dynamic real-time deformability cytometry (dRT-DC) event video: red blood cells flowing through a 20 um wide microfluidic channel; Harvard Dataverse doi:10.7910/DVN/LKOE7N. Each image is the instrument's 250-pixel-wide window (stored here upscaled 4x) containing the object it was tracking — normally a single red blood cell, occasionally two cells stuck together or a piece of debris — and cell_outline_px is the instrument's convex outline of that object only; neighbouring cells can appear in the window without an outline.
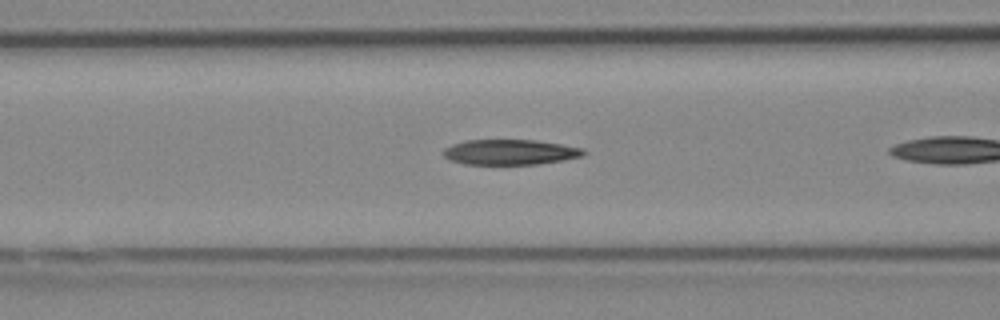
{"species": "Egyptian fruit bat (a non-hibernating species)", "species_latin": "Rousettus aegyptiacus", "temperature_condition": "cold", "stored_images_in_passage": 10, "camera_frame_rate_fps": 3000, "um_per_image_px": 0.085, "animal": {"sex": "female"}, "frame": {"image": 1, "passage_image": 6, "time_ms": 1.667, "image_size_px": [1000, 320], "cell_outline_px": [[588, 152], [584, 156], [564, 160], [536, 164], [464, 164], [452, 160], [444, 156], [440, 152], [444, 148], [452, 144], [464, 140], [536, 140], [584, 148]], "centroid_in_image_um": [43.37, 12.92], "position_along_channel_um": 123.2, "area_um2": 20.81}}
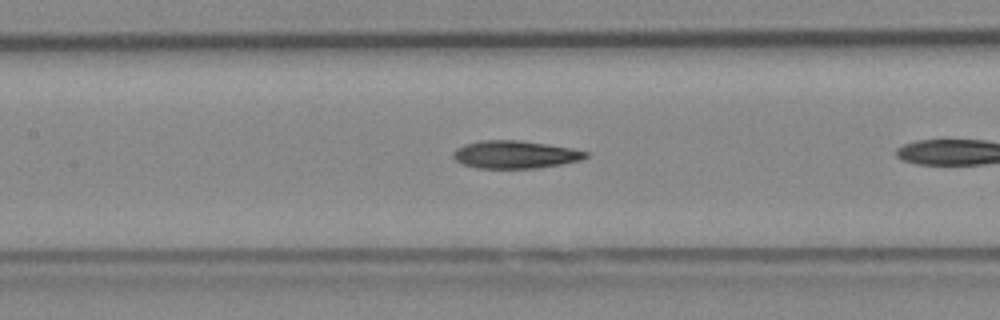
{"frame": {"image": 2, "passage_image": 9, "time_ms": 2.667, "image_size_px": [1000, 320], "cell_outline_px": [[588, 156], [580, 160], [560, 164], [536, 168], [476, 168], [464, 164], [456, 160], [452, 156], [452, 152], [456, 148], [464, 144], [480, 140], [520, 140], [548, 144], [572, 148], [588, 152]], "centroid_in_image_um": [43.76, 13.12], "position_along_channel_um": 163.6, "area_um2": 21.44}}